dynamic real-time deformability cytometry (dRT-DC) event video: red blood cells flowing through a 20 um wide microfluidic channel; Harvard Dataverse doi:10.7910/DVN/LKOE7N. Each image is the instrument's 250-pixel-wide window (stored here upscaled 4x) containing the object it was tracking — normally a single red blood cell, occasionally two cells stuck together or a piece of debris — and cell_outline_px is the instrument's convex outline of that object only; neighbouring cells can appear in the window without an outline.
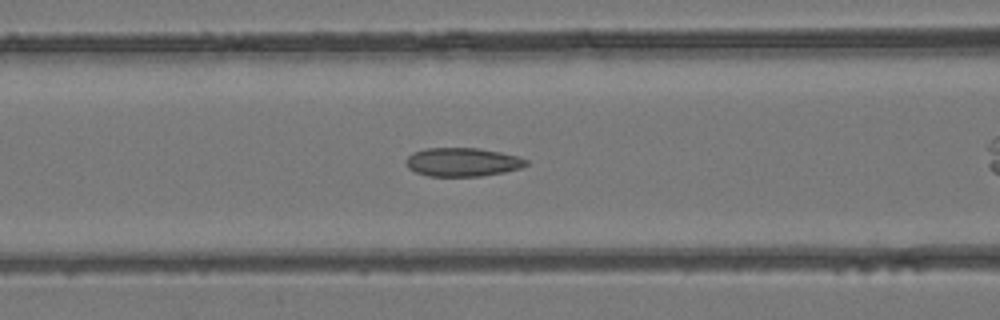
{"species": "common noctule bat (a hibernating species)", "species_latin": "Nyctalus noctula", "temperature_condition": "room temperature", "stored_images_in_passage": 29, "camera_frame_rate_fps": 3000, "um_per_image_px": 0.085, "animal": {"sex": "female", "body_mass_g": 24.6, "forearm_length_mm": 56.2}, "frame": {"image": 1, "passage_image": 8, "time_ms": 2.333, "image_size_px": [1000, 320], "cell_outline_px": [[528, 164], [520, 168], [504, 172], [480, 176], [428, 176], [416, 172], [408, 168], [404, 160], [412, 152], [424, 148], [476, 148], [500, 152], [516, 156], [528, 160]], "centroid_in_image_um": [39.27, 13.77], "position_along_channel_um": 127.3, "area_um2": 20.06}}
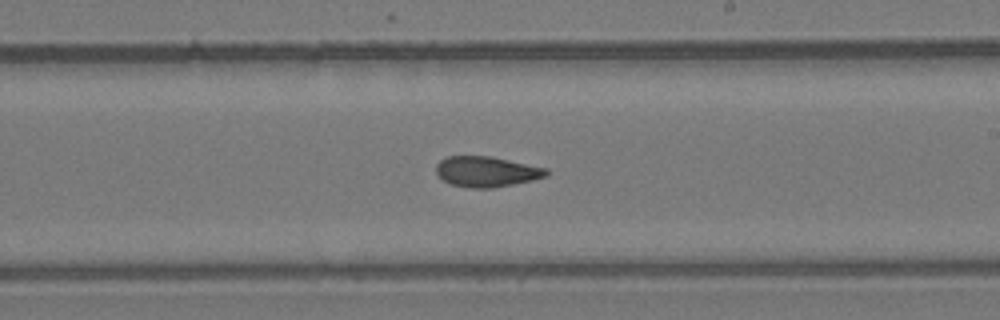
{"frame": {"image": 2, "passage_image": 16, "time_ms": 5.0, "image_size_px": [1000, 320], "cell_outline_px": [[548, 176], [532, 180], [492, 188], [472, 188], [452, 184], [444, 180], [436, 172], [436, 164], [440, 160], [448, 156], [492, 156], [548, 168]], "centroid_in_image_um": [41.38, 14.57], "position_along_channel_um": 247.6, "area_um2": 19.54}}
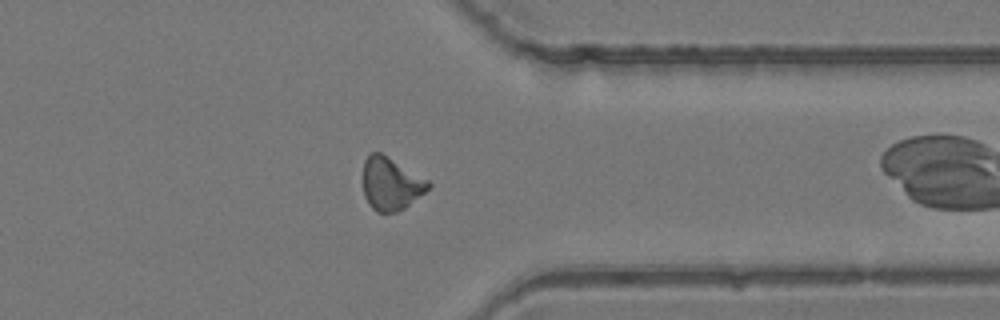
{"frame": {"image": 3, "passage_image": 25, "time_ms": 8.0, "image_size_px": [1000, 320], "cell_outline_px": [[432, 184], [424, 192], [404, 208], [396, 212], [376, 212], [368, 204], [364, 196], [364, 160], [372, 152], [380, 152], [428, 180]], "centroid_in_image_um": [33.21, 15.63], "position_along_channel_um": 378.2, "area_um2": 19.71}}